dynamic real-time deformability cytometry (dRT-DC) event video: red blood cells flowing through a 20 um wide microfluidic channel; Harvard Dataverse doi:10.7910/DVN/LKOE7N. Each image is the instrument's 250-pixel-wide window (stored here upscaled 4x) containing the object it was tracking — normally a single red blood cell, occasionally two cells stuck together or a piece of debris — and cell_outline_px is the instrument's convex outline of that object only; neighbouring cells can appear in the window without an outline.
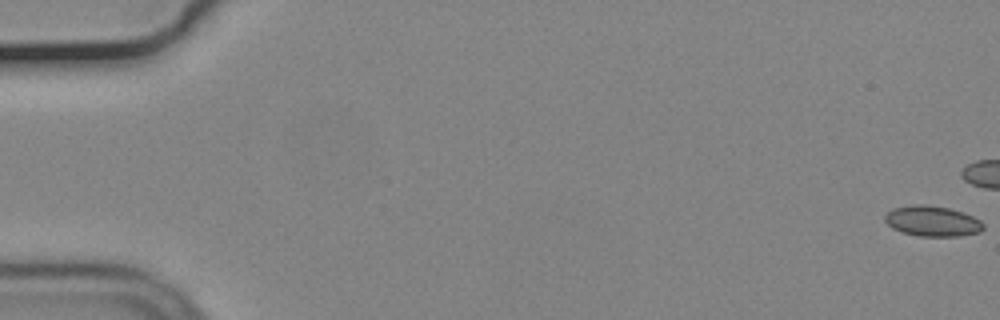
{"species": "common noctule bat (a hibernating species)", "species_latin": "Nyctalus noctula", "temperature_condition": "cold", "stored_images_in_passage": 11, "camera_frame_rate_fps": 3000, "um_per_image_px": 0.085, "animal": {"sex": "male", "body_mass_g": 19.2, "forearm_length_mm": 51.8}, "frame": {"image": 1, "passage_image": 1, "time_ms": 0.0, "image_size_px": [1000, 320], "cell_outline_px": [[984, 228], [980, 232], [960, 236], [920, 236], [904, 232], [892, 228], [884, 220], [884, 216], [892, 208], [912, 204], [924, 204], [948, 208], [964, 212], [980, 220], [984, 224]], "centroid_in_image_um": [79.25, 18.78], "position_along_channel_um": 5.7, "area_um2": 17.51}}